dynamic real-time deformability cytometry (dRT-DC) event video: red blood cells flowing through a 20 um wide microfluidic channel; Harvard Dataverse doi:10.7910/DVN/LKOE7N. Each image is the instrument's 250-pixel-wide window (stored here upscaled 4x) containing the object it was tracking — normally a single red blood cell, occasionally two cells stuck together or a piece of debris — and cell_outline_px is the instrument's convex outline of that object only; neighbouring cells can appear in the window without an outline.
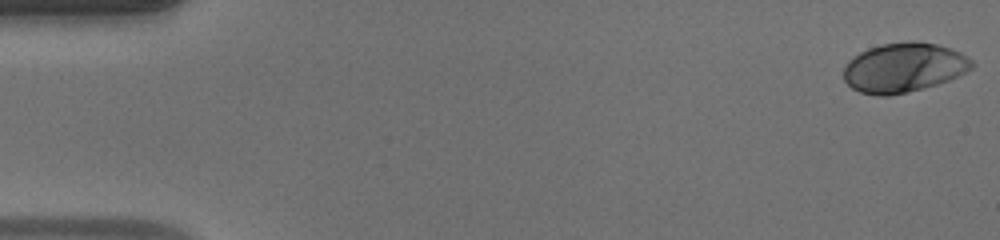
{"species": "human", "species_latin": "Homo sapiens", "temperature_condition": "warm", "stored_images_in_passage": 9, "camera_frame_rate_fps": 3000, "um_per_image_px": 0.085, "donor": {"sex": "male"}, "frame": {"image": 1, "passage_image": 1, "time_ms": 0.0, "image_size_px": [1000, 240], "cell_outline_px": [[976, 64], [972, 68], [948, 80], [936, 84], [908, 92], [888, 96], [876, 96], [860, 92], [852, 88], [844, 80], [844, 68], [848, 60], [860, 52], [868, 48], [884, 44], [908, 40], [916, 40], [936, 44], [952, 48], [960, 52], [972, 60]], "centroid_in_image_um": [76.81, 5.73], "position_along_channel_um": 8.2, "area_um2": 37.05}}